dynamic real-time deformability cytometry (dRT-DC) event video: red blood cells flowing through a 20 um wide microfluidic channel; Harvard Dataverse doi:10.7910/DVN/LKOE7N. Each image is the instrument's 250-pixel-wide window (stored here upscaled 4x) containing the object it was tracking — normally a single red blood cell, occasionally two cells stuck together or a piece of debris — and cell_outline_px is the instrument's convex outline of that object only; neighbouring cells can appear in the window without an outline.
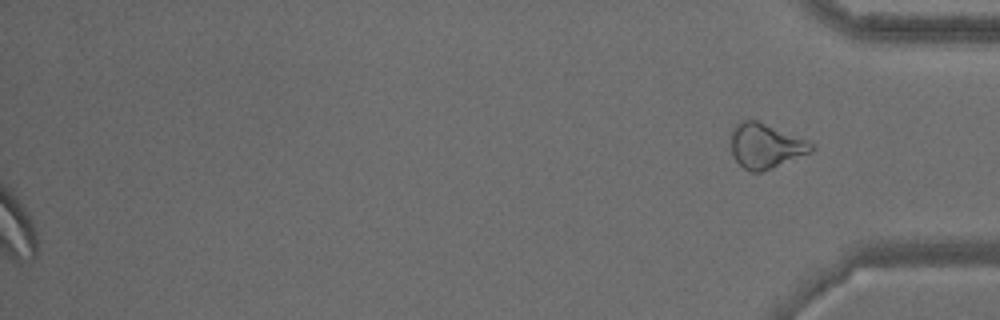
{"species": "common noctule bat (a hibernating species)", "species_latin": "Nyctalus noctula", "temperature_condition": "warm", "stored_images_in_passage": 38, "segment_of_instrument_passage": [2, 2], "camera_frame_rate_fps": 3000, "um_per_image_px": 0.085, "animal": {"sex": "male", "body_mass_g": 15.6}, "frame": {"image": 1, "passage_image": 38, "time_ms": 12.333, "image_size_px": [1000, 320], "cell_outline_px": [[812, 152], [772, 168], [760, 172], [752, 172], [744, 168], [732, 156], [732, 128], [740, 120], [756, 120], [808, 140], [812, 144]], "centroid_in_image_um": [65.06, 12.4], "position_along_channel_um": 370.1, "area_um2": 20.81}}